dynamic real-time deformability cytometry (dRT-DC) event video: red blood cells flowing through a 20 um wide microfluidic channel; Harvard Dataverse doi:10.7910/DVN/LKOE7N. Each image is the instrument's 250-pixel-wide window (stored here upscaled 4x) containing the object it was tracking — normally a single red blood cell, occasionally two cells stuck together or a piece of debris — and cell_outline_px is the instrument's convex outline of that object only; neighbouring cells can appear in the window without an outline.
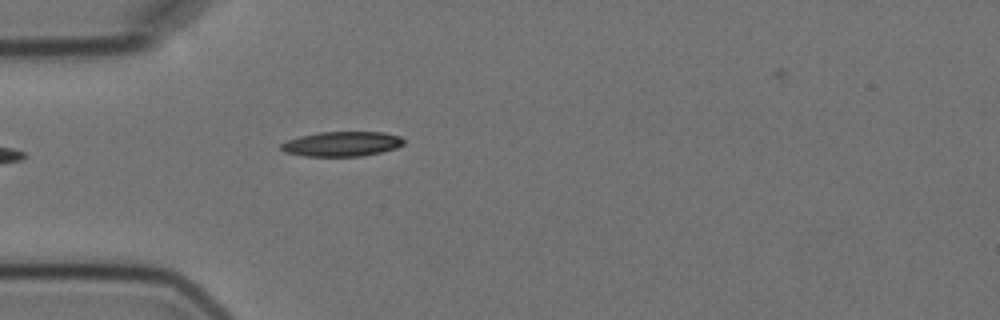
{"species": "Egyptian fruit bat (a non-hibernating species)", "species_latin": "Rousettus aegyptiacus", "temperature_condition": "cold", "stored_images_in_passage": 2, "camera_frame_rate_fps": 3000, "um_per_image_px": 0.085, "animal": {"sex": "female"}, "frame": {"image": 1, "passage_image": 1, "time_ms": 0.0, "image_size_px": [1000, 320], "cell_outline_px": [[404, 144], [396, 148], [380, 152], [360, 156], [304, 156], [284, 152], [280, 148], [280, 144], [288, 140], [300, 136], [320, 132], [384, 132], [400, 136], [404, 140]], "centroid_in_image_um": [29.05, 12.23], "position_along_channel_um": 55.9, "area_um2": 17.69}}